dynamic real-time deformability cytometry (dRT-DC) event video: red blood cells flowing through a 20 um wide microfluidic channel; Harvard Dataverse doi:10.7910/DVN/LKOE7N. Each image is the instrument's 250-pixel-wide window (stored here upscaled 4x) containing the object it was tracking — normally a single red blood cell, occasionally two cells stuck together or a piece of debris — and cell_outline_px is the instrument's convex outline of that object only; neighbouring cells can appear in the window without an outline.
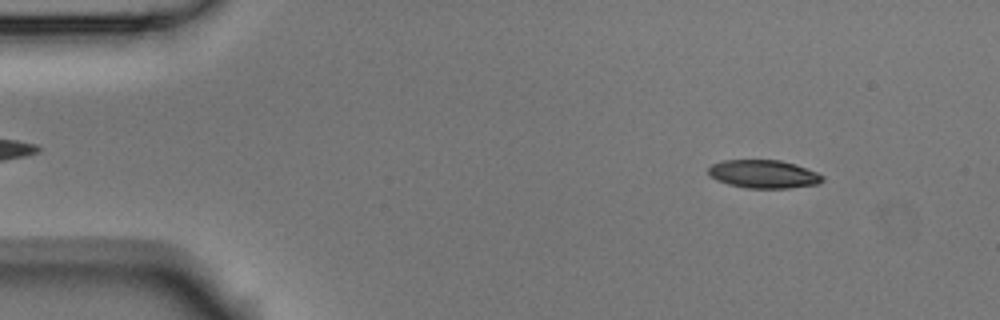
{"species": "Egyptian fruit bat (a non-hibernating species)", "species_latin": "Rousettus aegyptiacus", "temperature_condition": "room temperature", "stored_images_in_passage": 3, "camera_frame_rate_fps": 3000, "um_per_image_px": 0.085, "animal": {"sex": "male"}, "frame": {"image": 1, "passage_image": 1, "time_ms": 0.0, "image_size_px": [1000, 320], "cell_outline_px": [[824, 180], [820, 184], [788, 188], [748, 188], [728, 184], [716, 180], [708, 176], [708, 168], [712, 164], [724, 160], [780, 160], [796, 164], [816, 172], [824, 176]], "centroid_in_image_um": [64.91, 14.8], "position_along_channel_um": 20.1, "area_um2": 18.9}}